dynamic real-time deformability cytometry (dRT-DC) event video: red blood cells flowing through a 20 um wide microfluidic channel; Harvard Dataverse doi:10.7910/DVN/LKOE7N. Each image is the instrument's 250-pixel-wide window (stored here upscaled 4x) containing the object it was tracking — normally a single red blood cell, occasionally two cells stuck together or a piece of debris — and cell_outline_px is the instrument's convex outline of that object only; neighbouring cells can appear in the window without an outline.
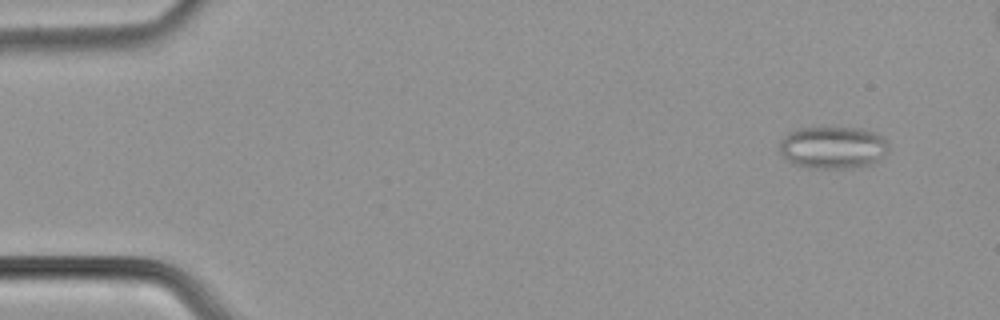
{"species": "common noctule bat (a hibernating species)", "species_latin": "Nyctalus noctula", "temperature_condition": "cold", "stored_images_in_passage": 52, "segment_of_instrument_passage": [1, 2], "camera_frame_rate_fps": 3000, "um_per_image_px": 0.085, "animal": {"sex": "male", "body_mass_g": 21.5, "forearm_length_mm": 52.0}, "frame": {"image": 1, "passage_image": 5, "time_ms": 1.333, "image_size_px": [1000, 320], "cell_outline_px": [[888, 152], [880, 160], [872, 164], [844, 168], [808, 168], [792, 164], [780, 152], [780, 140], [788, 132], [800, 128], [864, 128], [884, 136], [888, 144]], "centroid_in_image_um": [70.82, 12.53], "position_along_channel_um": 14.2, "area_um2": 27.11}}